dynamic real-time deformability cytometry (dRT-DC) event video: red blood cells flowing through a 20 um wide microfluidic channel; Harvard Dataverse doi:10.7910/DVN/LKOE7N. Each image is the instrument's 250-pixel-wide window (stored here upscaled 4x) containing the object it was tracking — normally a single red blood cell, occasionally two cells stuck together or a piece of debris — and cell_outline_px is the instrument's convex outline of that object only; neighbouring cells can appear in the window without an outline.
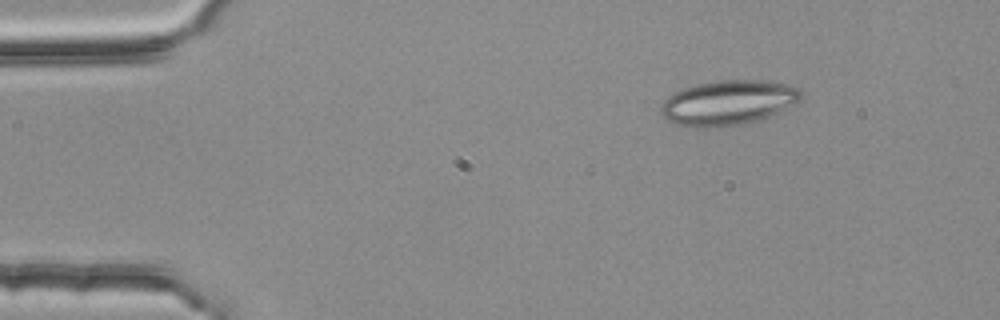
{"species": "common noctule bat (a hibernating species)", "species_latin": "Nyctalus noctula", "temperature_condition": "room temperature", "stored_images_in_passage": 4, "camera_frame_rate_fps": 3000, "um_per_image_px": 0.085, "animal": {"sex": "female", "body_mass_g": 25.1}, "frame": {"image": 1, "passage_image": 4, "time_ms": 1.0, "image_size_px": [1000, 320], "cell_outline_px": [[800, 100], [760, 120], [744, 124], [696, 128], [676, 124], [664, 120], [660, 112], [660, 108], [664, 100], [668, 96], [684, 88], [700, 84], [720, 80], [764, 80], [792, 84], [800, 88]], "centroid_in_image_um": [61.87, 8.73], "position_along_channel_um": 23.1, "area_um2": 36.47}}